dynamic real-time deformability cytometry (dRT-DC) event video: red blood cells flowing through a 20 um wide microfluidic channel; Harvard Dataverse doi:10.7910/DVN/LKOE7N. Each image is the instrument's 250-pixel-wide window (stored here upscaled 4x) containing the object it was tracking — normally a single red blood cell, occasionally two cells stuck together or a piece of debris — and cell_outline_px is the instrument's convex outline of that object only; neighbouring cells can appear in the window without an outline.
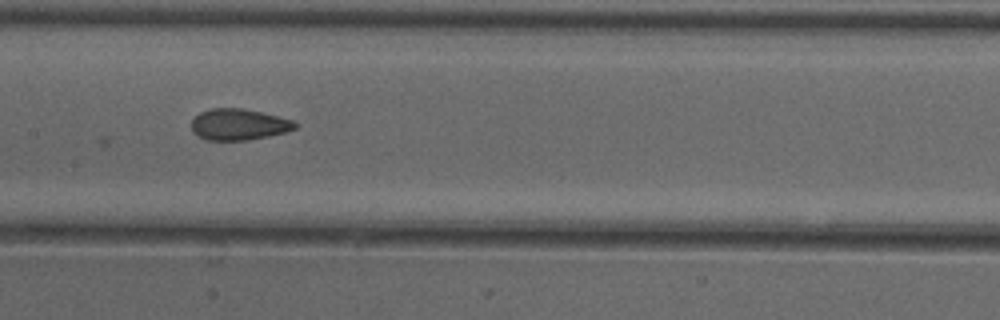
{"species": "common noctule bat (a hibernating species)", "species_latin": "Nyctalus noctula", "temperature_condition": "cold", "stored_images_in_passage": 9, "camera_frame_rate_fps": 3000, "um_per_image_px": 0.085, "animal": {"sex": "female"}, "frame": {"image": 1, "passage_image": 8, "time_ms": 2.333, "image_size_px": [1000, 320], "cell_outline_px": [[300, 124], [296, 128], [284, 132], [268, 136], [248, 140], [204, 140], [196, 136], [192, 132], [192, 120], [200, 112], [212, 108], [244, 108], [292, 120]], "centroid_in_image_um": [20.27, 10.58], "position_along_channel_um": 187.1, "area_um2": 18.9}}
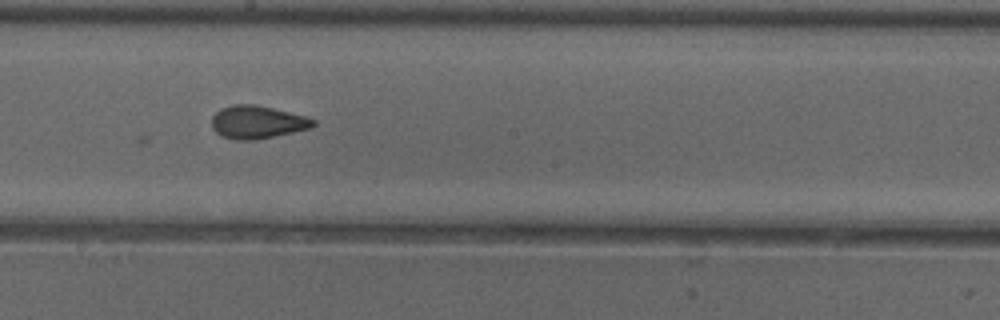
{"frame": {"image": 2, "passage_image": 9, "time_ms": 2.667, "image_size_px": [1000, 320], "cell_outline_px": [[316, 124], [312, 128], [276, 136], [256, 140], [236, 140], [224, 136], [216, 132], [212, 128], [212, 116], [220, 108], [232, 104], [256, 104], [304, 116], [316, 120]], "centroid_in_image_um": [21.87, 10.38], "position_along_channel_um": 226.3, "area_um2": 19.54}}